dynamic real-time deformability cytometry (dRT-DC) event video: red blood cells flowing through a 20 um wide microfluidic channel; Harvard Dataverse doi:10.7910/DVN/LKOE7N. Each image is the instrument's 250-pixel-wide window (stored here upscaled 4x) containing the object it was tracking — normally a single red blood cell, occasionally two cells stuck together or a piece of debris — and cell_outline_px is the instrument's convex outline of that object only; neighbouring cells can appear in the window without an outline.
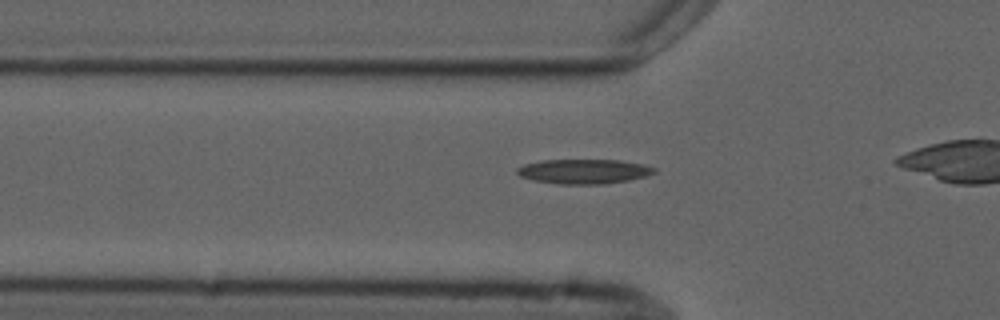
{"species": "common noctule bat (a hibernating species)", "species_latin": "Nyctalus noctula", "temperature_condition": "cold", "stored_images_in_passage": 6, "camera_frame_rate_fps": 3000, "um_per_image_px": 0.085, "animal": {"sex": "male", "forearm_length_mm": 52.5}, "frame": {"image": 1, "passage_image": 6, "time_ms": 7.0, "image_size_px": [1000, 320], "cell_outline_px": [[656, 172], [644, 176], [628, 180], [604, 184], [556, 184], [532, 180], [520, 176], [516, 172], [516, 168], [524, 164], [544, 160], [620, 160], [644, 164], [656, 168]], "centroid_in_image_um": [49.6, 14.57], "position_along_channel_um": 76.2, "area_um2": 19.71}}